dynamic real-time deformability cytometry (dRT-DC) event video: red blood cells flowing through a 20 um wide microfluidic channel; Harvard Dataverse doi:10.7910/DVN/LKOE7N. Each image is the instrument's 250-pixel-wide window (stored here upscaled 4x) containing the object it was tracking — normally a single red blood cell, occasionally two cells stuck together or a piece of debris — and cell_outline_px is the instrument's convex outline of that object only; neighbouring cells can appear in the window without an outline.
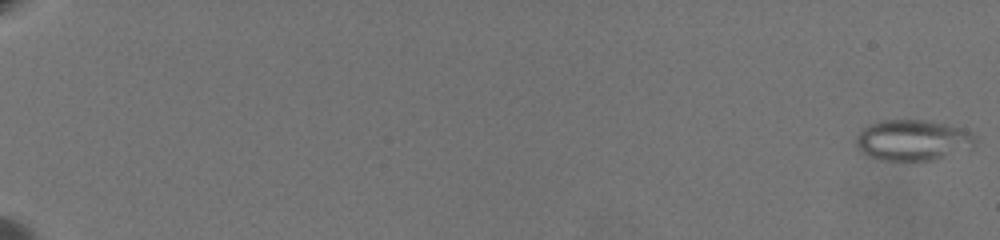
{"species": "common noctule bat (a hibernating species)", "species_latin": "Nyctalus noctula", "temperature_condition": "warm", "stored_images_in_passage": 67, "camera_frame_rate_fps": 3000, "um_per_image_px": 0.085, "animal": {"sex": "female", "body_mass_g": 19.5, "forearm_length_mm": 54.1}, "frame": {"image": 1, "passage_image": 1, "time_ms": 0.0, "image_size_px": [1000, 240], "cell_outline_px": [[972, 144], [940, 156], [928, 160], [880, 160], [868, 156], [856, 144], [856, 140], [860, 132], [864, 128], [872, 124], [884, 120], [924, 120], [944, 124], [968, 132], [972, 140]], "centroid_in_image_um": [77.42, 11.9], "position_along_channel_um": 7.6, "area_um2": 26.59}}
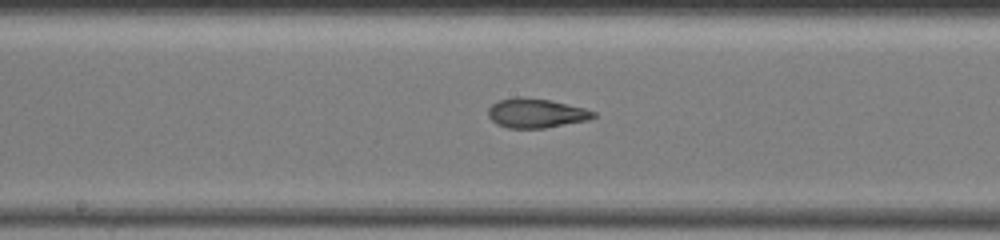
{"frame": {"image": 2, "passage_image": 40, "time_ms": 13.0, "image_size_px": [1000, 240], "cell_outline_px": [[596, 116], [588, 120], [544, 128], [508, 128], [496, 124], [488, 116], [488, 108], [492, 104], [500, 100], [516, 96], [548, 100], [584, 108], [596, 112]], "centroid_in_image_um": [45.54, 9.62], "position_along_channel_um": 202.7, "area_um2": 17.86}}
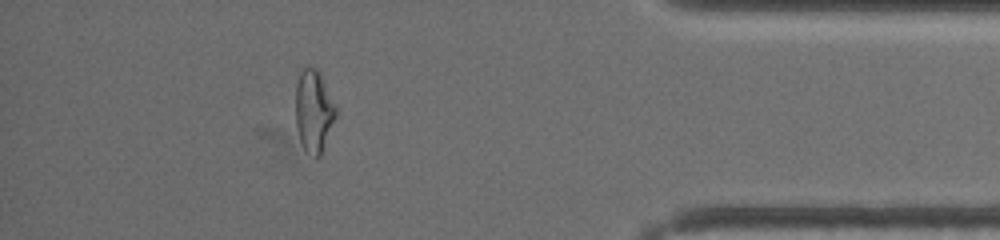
{"frame": {"image": 3, "passage_image": 61, "time_ms": 20.0, "image_size_px": [1000, 240], "cell_outline_px": [[336, 116], [320, 156], [316, 160], [304, 148], [300, 140], [296, 128], [296, 84], [300, 72], [304, 68], [316, 68], [320, 72], [336, 108]], "centroid_in_image_um": [26.66, 9.45], "position_along_channel_um": 408.5, "area_um2": 19.07}, "authors_computed_cell_mechanics": {"area_um2": 20.808, "velocity_mm_per_s": 3.3725, "shape_relaxation_time_tau1_ms": null, "shape_relaxation_time_tau2_ms": 1.5835, "deformation_change_tau1": null, "deformation_change_tau2": 0.0892}}